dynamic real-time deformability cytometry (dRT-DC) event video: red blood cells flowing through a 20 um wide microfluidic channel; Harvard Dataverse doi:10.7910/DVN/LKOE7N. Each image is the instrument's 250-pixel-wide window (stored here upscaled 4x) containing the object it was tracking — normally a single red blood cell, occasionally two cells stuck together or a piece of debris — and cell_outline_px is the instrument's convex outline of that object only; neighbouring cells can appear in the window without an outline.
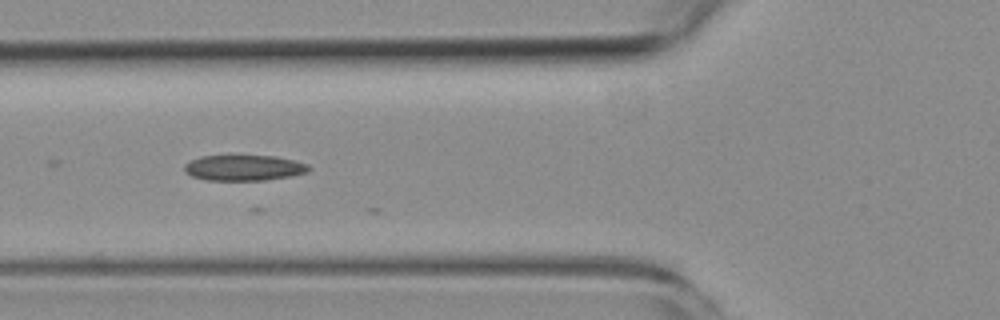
{"species": "common noctule bat (a hibernating species)", "species_latin": "Nyctalus noctula", "temperature_condition": "room temperature", "stored_images_in_passage": 3, "camera_frame_rate_fps": 3000, "um_per_image_px": 0.085, "animal": {"sex": "female", "body_mass_g": 19.3, "forearm_length_mm": 54.1}, "frame": {"image": 1, "passage_image": 2, "time_ms": 1.0, "image_size_px": [1000, 320], "cell_outline_px": [[312, 168], [308, 172], [292, 176], [264, 180], [204, 180], [192, 176], [184, 172], [184, 164], [200, 156], [272, 156], [292, 160], [308, 164]], "centroid_in_image_um": [20.73, 14.27], "position_along_channel_um": 105.1, "area_um2": 18.55}}